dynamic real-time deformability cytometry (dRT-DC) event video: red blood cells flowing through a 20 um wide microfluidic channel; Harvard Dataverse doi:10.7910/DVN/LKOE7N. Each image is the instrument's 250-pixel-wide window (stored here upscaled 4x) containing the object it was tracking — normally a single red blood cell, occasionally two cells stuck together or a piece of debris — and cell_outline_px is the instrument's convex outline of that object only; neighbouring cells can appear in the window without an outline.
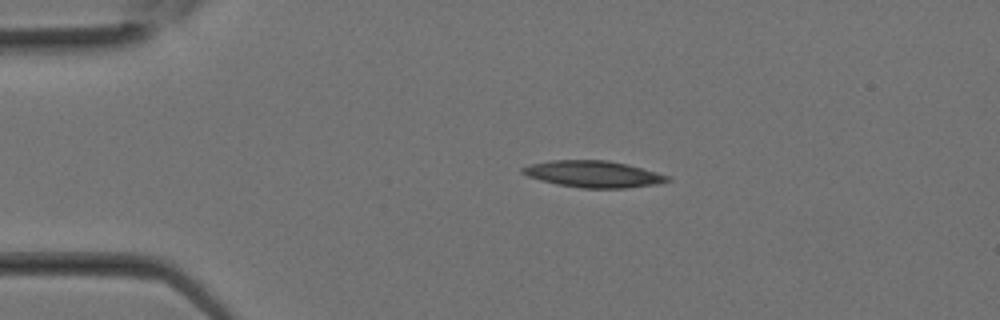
{"species": "Egyptian fruit bat (a non-hibernating species)", "species_latin": "Rousettus aegyptiacus", "temperature_condition": "room temperature", "stored_images_in_passage": 12, "camera_frame_rate_fps": 3000, "um_per_image_px": 0.085, "animal": {"sex": "female"}, "frame": {"image": 1, "passage_image": 1, "time_ms": 0.0, "image_size_px": [1000, 320], "cell_outline_px": [[672, 180], [656, 184], [628, 188], [580, 188], [556, 184], [540, 180], [528, 176], [520, 172], [520, 168], [532, 164], [552, 160], [608, 160], [628, 164], [656, 172], [668, 176]], "centroid_in_image_um": [50.43, 14.8], "position_along_channel_um": 34.6, "area_um2": 22.48}}
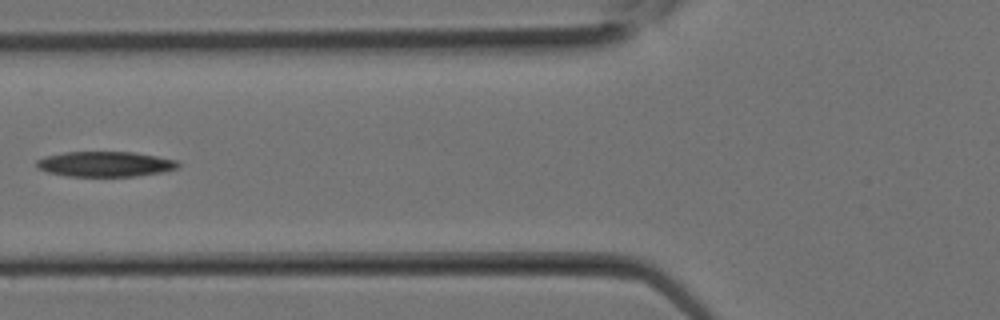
{"frame": {"image": 2, "passage_image": 6, "time_ms": 1.667, "image_size_px": [1000, 320], "cell_outline_px": [[180, 164], [176, 168], [160, 172], [136, 176], [68, 176], [48, 172], [36, 168], [36, 160], [44, 156], [64, 152], [132, 152], [156, 156], [176, 160]], "centroid_in_image_um": [8.88, 13.94], "position_along_channel_um": 116.9, "area_um2": 20.69}}
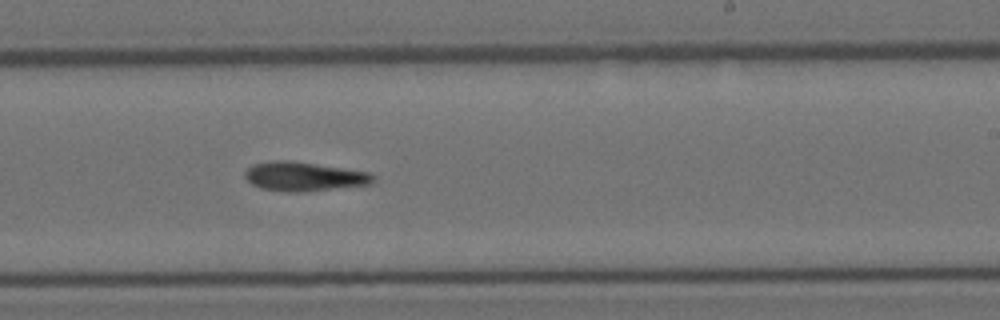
{"frame": {"image": 3, "passage_image": 12, "time_ms": 3.667, "image_size_px": [1000, 320], "cell_outline_px": [[376, 180], [372, 184], [304, 192], [288, 192], [260, 188], [252, 184], [244, 176], [244, 172], [252, 164], [272, 160], [288, 160], [344, 168], [368, 172], [376, 176]], "centroid_in_image_um": [25.85, 15.0], "position_along_channel_um": 263.2, "area_um2": 21.91}}